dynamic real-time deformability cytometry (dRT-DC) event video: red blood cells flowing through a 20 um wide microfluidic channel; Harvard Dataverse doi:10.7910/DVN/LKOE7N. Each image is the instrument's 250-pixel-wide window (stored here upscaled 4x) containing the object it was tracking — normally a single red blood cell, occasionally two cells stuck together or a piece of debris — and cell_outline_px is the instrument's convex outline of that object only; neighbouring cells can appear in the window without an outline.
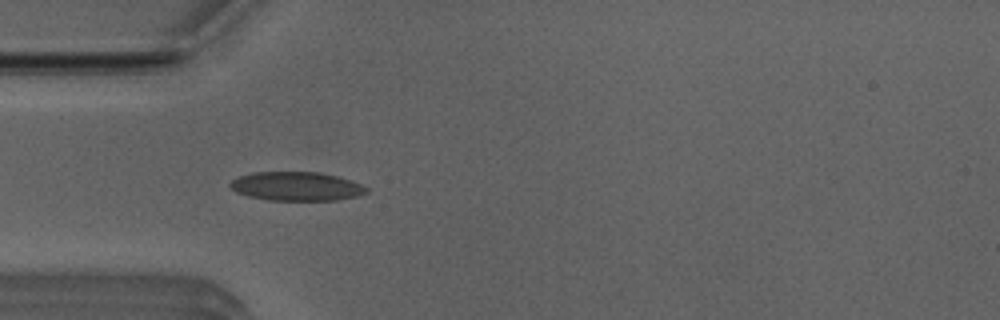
{"species": "Egyptian fruit bat (a non-hibernating species)", "species_latin": "Rousettus aegyptiacus", "temperature_condition": "room temperature", "stored_images_in_passage": 42, "camera_frame_rate_fps": 3000, "um_per_image_px": 0.085, "animal": {"sex": "male"}, "frame": {"image": 1, "passage_image": 9, "time_ms": 2.667, "image_size_px": [1000, 320], "cell_outline_px": [[368, 192], [360, 196], [336, 200], [268, 200], [248, 196], [236, 192], [228, 184], [232, 180], [240, 176], [252, 172], [320, 172], [336, 176], [360, 184], [368, 188]], "centroid_in_image_um": [25.2, 15.84], "position_along_channel_um": 59.8, "area_um2": 22.89}}
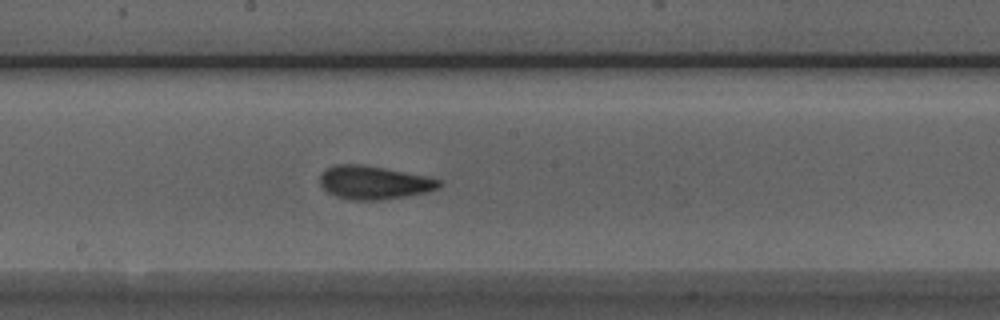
{"frame": {"image": 2, "passage_image": 21, "time_ms": 6.667, "image_size_px": [1000, 320], "cell_outline_px": [[444, 184], [440, 188], [428, 192], [408, 196], [380, 200], [348, 200], [336, 196], [328, 192], [320, 184], [320, 176], [328, 168], [336, 164], [360, 164], [384, 168], [428, 176], [444, 180]], "centroid_in_image_um": [31.87, 15.52], "position_along_channel_um": 216.3, "area_um2": 23.41}}
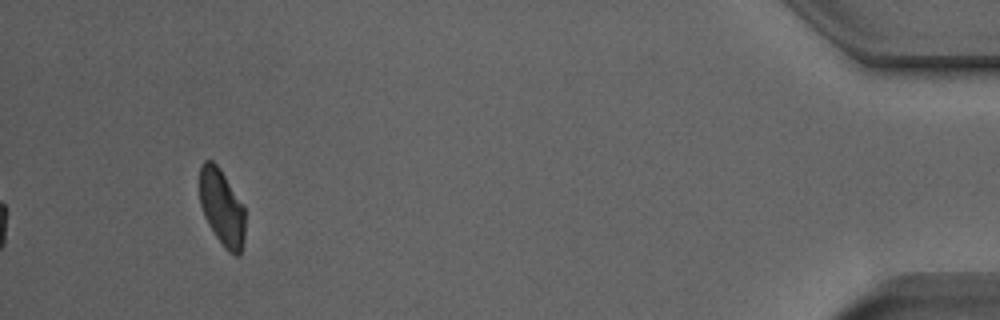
{"frame": {"image": 3, "passage_image": 42, "time_ms": 13.667, "image_size_px": [1000, 320], "cell_outline_px": [[244, 240], [240, 256], [236, 256], [228, 252], [224, 248], [208, 224], [204, 216], [200, 204], [200, 164], [204, 160], [212, 160], [220, 168], [244, 204]], "centroid_in_image_um": [18.87, 17.64], "position_along_channel_um": 416.3, "area_um2": 20.52}, "authors_computed_cell_mechanics": {"area_um2": 22.4842, "velocity_mm_per_s": 3.9527, "shape_relaxation_time_tau1_ms": 4.0629, "shape_relaxation_time_tau2_ms": 1.9897, "deformation_change_tau1": 0.1111, "deformation_change_tau2": 0.0831}}